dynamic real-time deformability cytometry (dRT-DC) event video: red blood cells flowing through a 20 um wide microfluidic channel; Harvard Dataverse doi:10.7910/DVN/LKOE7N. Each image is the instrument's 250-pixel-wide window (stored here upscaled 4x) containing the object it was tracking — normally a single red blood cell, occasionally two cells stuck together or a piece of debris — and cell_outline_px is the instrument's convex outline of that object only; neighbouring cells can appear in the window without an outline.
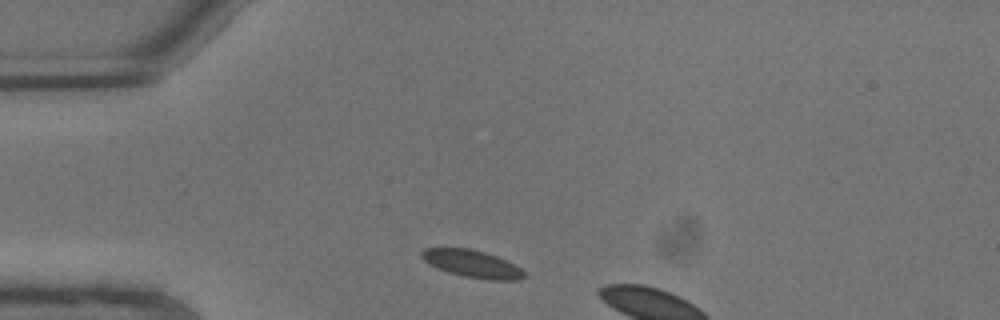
{"species": "common noctule bat (a hibernating species)", "species_latin": "Nyctalus noctula", "temperature_condition": "warm", "stored_images_in_passage": 2, "camera_frame_rate_fps": 3000, "um_per_image_px": 0.085, "animal": {"sex": "male", "body_mass_g": 13.3}, "frame": {"image": 1, "passage_image": 1, "time_ms": 0.0, "image_size_px": [1000, 320], "cell_outline_px": [[524, 276], [516, 280], [492, 280], [464, 276], [448, 272], [424, 260], [420, 256], [420, 252], [424, 248], [468, 248], [484, 252], [496, 256], [520, 268], [524, 272]], "centroid_in_image_um": [40.1, 22.41], "position_along_channel_um": 44.9, "area_um2": 15.9}}